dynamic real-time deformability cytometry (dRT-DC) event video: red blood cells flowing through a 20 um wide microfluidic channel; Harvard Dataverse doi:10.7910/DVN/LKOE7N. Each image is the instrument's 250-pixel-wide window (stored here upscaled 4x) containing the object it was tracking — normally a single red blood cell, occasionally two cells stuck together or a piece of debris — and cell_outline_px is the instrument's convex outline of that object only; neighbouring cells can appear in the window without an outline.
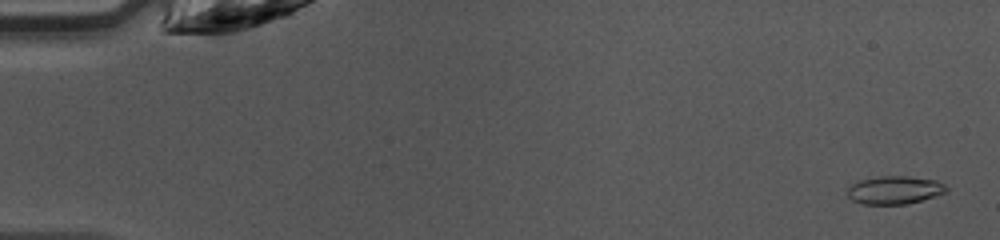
{"species": "common noctule bat (a hibernating species)", "species_latin": "Nyctalus noctula", "temperature_condition": "warm", "stored_images_in_passage": 47, "camera_frame_rate_fps": 3000, "um_per_image_px": 0.085, "animal": {"sex": "female", "body_mass_g": 10.0, "forearm_length_mm": 53.1}, "frame": {"image": 1, "passage_image": 2, "time_ms": 0.333, "image_size_px": [1000, 240], "cell_outline_px": [[948, 192], [936, 196], [908, 204], [860, 204], [852, 200], [848, 196], [848, 188], [852, 184], [860, 180], [880, 176], [908, 176], [936, 180], [944, 184], [948, 188]], "centroid_in_image_um": [76.06, 16.16], "position_along_channel_um": 8.9, "area_um2": 16.3}}
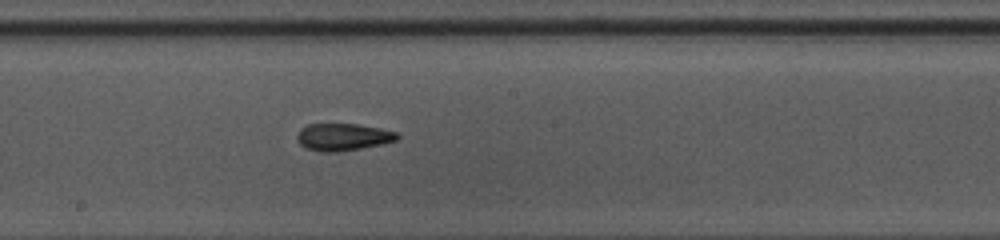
{"frame": {"image": 2, "passage_image": 26, "time_ms": 8.333, "image_size_px": [1000, 240], "cell_outline_px": [[400, 136], [396, 140], [380, 144], [360, 148], [336, 152], [320, 152], [304, 148], [296, 140], [296, 136], [300, 128], [308, 124], [356, 124], [380, 128], [396, 132]], "centroid_in_image_um": [29.09, 11.64], "position_along_channel_um": 219.1, "area_um2": 15.9}}
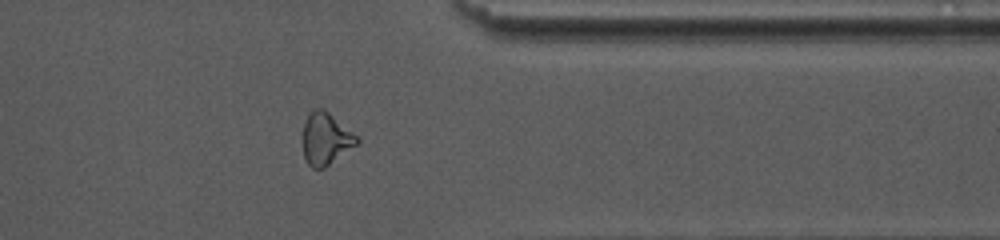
{"frame": {"image": 3, "passage_image": 38, "time_ms": 12.333, "image_size_px": [1000, 240], "cell_outline_px": [[360, 140], [356, 144], [324, 168], [312, 168], [308, 164], [304, 156], [300, 140], [304, 124], [308, 116], [316, 108], [324, 108], [356, 136]], "centroid_in_image_um": [27.62, 11.8], "position_along_channel_um": 383.8, "area_um2": 16.24}, "authors_computed_cell_mechanics": {"area_um2": 15.895, "velocity_mm_per_s": 4.287, "shape_relaxation_time_tau1_ms": null, "shape_relaxation_time_tau2_ms": 2.7639, "deformation_change_tau1": null, "deformation_change_tau2": 0.0983}}